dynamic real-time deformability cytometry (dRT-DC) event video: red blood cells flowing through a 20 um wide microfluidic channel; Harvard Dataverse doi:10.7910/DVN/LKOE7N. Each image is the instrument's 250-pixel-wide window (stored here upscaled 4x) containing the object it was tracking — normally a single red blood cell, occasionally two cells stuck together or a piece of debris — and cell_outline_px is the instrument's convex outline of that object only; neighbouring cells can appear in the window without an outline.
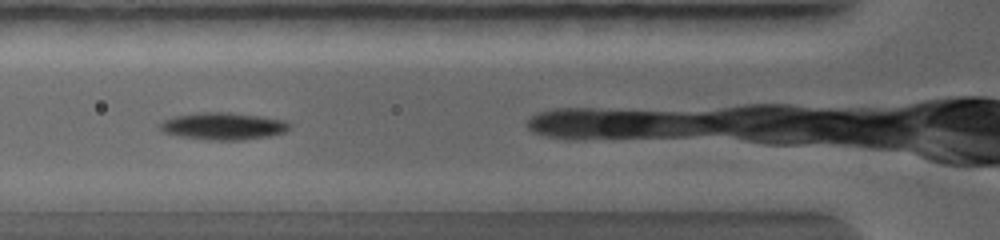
{"species": "common noctule bat (a hibernating species)", "species_latin": "Nyctalus noctula", "temperature_condition": "warm", "stored_images_in_passage": 3, "camera_frame_rate_fps": 5000, "um_per_image_px": 0.085, "animal": {"sex": "female", "body_mass_g": 19.0, "forearm_length_mm": 56.7}, "frame": {"image": 1, "passage_image": 2, "time_ms": 0.6, "image_size_px": [1000, 240], "cell_outline_px": [[288, 128], [284, 132], [264, 136], [232, 140], [220, 140], [192, 136], [168, 132], [164, 128], [164, 124], [168, 120], [180, 116], [252, 116], [276, 120], [288, 124]], "centroid_in_image_um": [19.11, 10.79], "position_along_channel_um": 106.7, "area_um2": 16.94}}